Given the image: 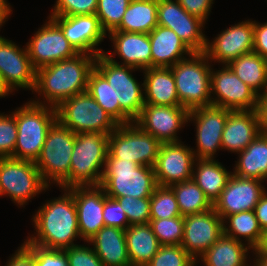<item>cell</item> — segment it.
Masks as SVG:
<instances>
[{"instance_id":"1","label":"cell","mask_w":267,"mask_h":266,"mask_svg":"<svg viewBox=\"0 0 267 266\" xmlns=\"http://www.w3.org/2000/svg\"><path fill=\"white\" fill-rule=\"evenodd\" d=\"M62 195L41 203L31 220L33 235L28 233L24 243H32L47 249H66L79 245L81 240L73 193L61 188Z\"/></svg>"},{"instance_id":"2","label":"cell","mask_w":267,"mask_h":266,"mask_svg":"<svg viewBox=\"0 0 267 266\" xmlns=\"http://www.w3.org/2000/svg\"><path fill=\"white\" fill-rule=\"evenodd\" d=\"M95 61L96 56L79 53L73 58L37 69L32 92L35 98H30V101L57 108L68 98L87 91L88 79L95 68Z\"/></svg>"},{"instance_id":"3","label":"cell","mask_w":267,"mask_h":266,"mask_svg":"<svg viewBox=\"0 0 267 266\" xmlns=\"http://www.w3.org/2000/svg\"><path fill=\"white\" fill-rule=\"evenodd\" d=\"M109 135L99 132H81L75 137L69 177L59 186L100 185L108 154Z\"/></svg>"},{"instance_id":"4","label":"cell","mask_w":267,"mask_h":266,"mask_svg":"<svg viewBox=\"0 0 267 266\" xmlns=\"http://www.w3.org/2000/svg\"><path fill=\"white\" fill-rule=\"evenodd\" d=\"M95 68L112 87L113 106H120V124L134 122L139 117L145 102L144 83L138 82L133 72L142 70L117 64L103 53L96 57Z\"/></svg>"},{"instance_id":"5","label":"cell","mask_w":267,"mask_h":266,"mask_svg":"<svg viewBox=\"0 0 267 266\" xmlns=\"http://www.w3.org/2000/svg\"><path fill=\"white\" fill-rule=\"evenodd\" d=\"M13 110L18 136L11 158L36 162L49 129L57 121L56 108L29 100Z\"/></svg>"},{"instance_id":"6","label":"cell","mask_w":267,"mask_h":266,"mask_svg":"<svg viewBox=\"0 0 267 266\" xmlns=\"http://www.w3.org/2000/svg\"><path fill=\"white\" fill-rule=\"evenodd\" d=\"M100 186L106 196L116 199L124 196L151 197L158 184L154 167L107 157Z\"/></svg>"},{"instance_id":"7","label":"cell","mask_w":267,"mask_h":266,"mask_svg":"<svg viewBox=\"0 0 267 266\" xmlns=\"http://www.w3.org/2000/svg\"><path fill=\"white\" fill-rule=\"evenodd\" d=\"M212 65L204 52H193L170 67L182 107L191 111L211 105Z\"/></svg>"},{"instance_id":"8","label":"cell","mask_w":267,"mask_h":266,"mask_svg":"<svg viewBox=\"0 0 267 266\" xmlns=\"http://www.w3.org/2000/svg\"><path fill=\"white\" fill-rule=\"evenodd\" d=\"M35 162L0 158V189L18 208L25 207L36 196L49 191Z\"/></svg>"},{"instance_id":"9","label":"cell","mask_w":267,"mask_h":266,"mask_svg":"<svg viewBox=\"0 0 267 266\" xmlns=\"http://www.w3.org/2000/svg\"><path fill=\"white\" fill-rule=\"evenodd\" d=\"M75 137L58 120L49 129L35 165L50 187H59L69 177Z\"/></svg>"},{"instance_id":"10","label":"cell","mask_w":267,"mask_h":266,"mask_svg":"<svg viewBox=\"0 0 267 266\" xmlns=\"http://www.w3.org/2000/svg\"><path fill=\"white\" fill-rule=\"evenodd\" d=\"M56 112L57 120L75 134L99 132L109 135L119 126L87 91L63 101Z\"/></svg>"},{"instance_id":"11","label":"cell","mask_w":267,"mask_h":266,"mask_svg":"<svg viewBox=\"0 0 267 266\" xmlns=\"http://www.w3.org/2000/svg\"><path fill=\"white\" fill-rule=\"evenodd\" d=\"M162 142L144 132L136 123L119 124L109 134L107 157L154 167Z\"/></svg>"},{"instance_id":"12","label":"cell","mask_w":267,"mask_h":266,"mask_svg":"<svg viewBox=\"0 0 267 266\" xmlns=\"http://www.w3.org/2000/svg\"><path fill=\"white\" fill-rule=\"evenodd\" d=\"M218 69L212 65L211 105L230 111L257 110L259 96L228 65H219Z\"/></svg>"},{"instance_id":"13","label":"cell","mask_w":267,"mask_h":266,"mask_svg":"<svg viewBox=\"0 0 267 266\" xmlns=\"http://www.w3.org/2000/svg\"><path fill=\"white\" fill-rule=\"evenodd\" d=\"M230 112L214 105L195 108L189 112L188 123L192 122L196 126V146L195 149L191 147L196 159H216L218 152L222 151V133Z\"/></svg>"},{"instance_id":"14","label":"cell","mask_w":267,"mask_h":266,"mask_svg":"<svg viewBox=\"0 0 267 266\" xmlns=\"http://www.w3.org/2000/svg\"><path fill=\"white\" fill-rule=\"evenodd\" d=\"M47 18L26 43L30 61L36 70L79 54L61 28L50 17Z\"/></svg>"},{"instance_id":"15","label":"cell","mask_w":267,"mask_h":266,"mask_svg":"<svg viewBox=\"0 0 267 266\" xmlns=\"http://www.w3.org/2000/svg\"><path fill=\"white\" fill-rule=\"evenodd\" d=\"M158 25L170 28L192 52H204L205 22L185 11L178 0H157Z\"/></svg>"},{"instance_id":"16","label":"cell","mask_w":267,"mask_h":266,"mask_svg":"<svg viewBox=\"0 0 267 266\" xmlns=\"http://www.w3.org/2000/svg\"><path fill=\"white\" fill-rule=\"evenodd\" d=\"M254 20L245 19L206 40L204 53L214 65H228L239 56L253 52Z\"/></svg>"},{"instance_id":"17","label":"cell","mask_w":267,"mask_h":266,"mask_svg":"<svg viewBox=\"0 0 267 266\" xmlns=\"http://www.w3.org/2000/svg\"><path fill=\"white\" fill-rule=\"evenodd\" d=\"M189 112L182 106L144 104L134 123L162 143L180 142L182 140L177 135L183 131L182 128L189 126Z\"/></svg>"},{"instance_id":"18","label":"cell","mask_w":267,"mask_h":266,"mask_svg":"<svg viewBox=\"0 0 267 266\" xmlns=\"http://www.w3.org/2000/svg\"><path fill=\"white\" fill-rule=\"evenodd\" d=\"M0 73L7 86L16 91H34L36 69L33 67L26 45L22 48L16 42L0 35Z\"/></svg>"},{"instance_id":"19","label":"cell","mask_w":267,"mask_h":266,"mask_svg":"<svg viewBox=\"0 0 267 266\" xmlns=\"http://www.w3.org/2000/svg\"><path fill=\"white\" fill-rule=\"evenodd\" d=\"M62 30L66 39L78 53L98 56L105 50L99 47L107 34L96 14L75 16H47Z\"/></svg>"},{"instance_id":"20","label":"cell","mask_w":267,"mask_h":266,"mask_svg":"<svg viewBox=\"0 0 267 266\" xmlns=\"http://www.w3.org/2000/svg\"><path fill=\"white\" fill-rule=\"evenodd\" d=\"M184 143H162L154 165L159 186H171L192 179L196 157L191 146Z\"/></svg>"},{"instance_id":"21","label":"cell","mask_w":267,"mask_h":266,"mask_svg":"<svg viewBox=\"0 0 267 266\" xmlns=\"http://www.w3.org/2000/svg\"><path fill=\"white\" fill-rule=\"evenodd\" d=\"M264 181L231 175L220 197L214 202L215 212L224 219L228 215L254 210L267 190Z\"/></svg>"},{"instance_id":"22","label":"cell","mask_w":267,"mask_h":266,"mask_svg":"<svg viewBox=\"0 0 267 266\" xmlns=\"http://www.w3.org/2000/svg\"><path fill=\"white\" fill-rule=\"evenodd\" d=\"M223 234V219L212 208L206 212L184 217L181 246L197 260Z\"/></svg>"},{"instance_id":"23","label":"cell","mask_w":267,"mask_h":266,"mask_svg":"<svg viewBox=\"0 0 267 266\" xmlns=\"http://www.w3.org/2000/svg\"><path fill=\"white\" fill-rule=\"evenodd\" d=\"M74 197L80 238L88 242L102 227L104 190L100 185L74 186L68 188Z\"/></svg>"},{"instance_id":"24","label":"cell","mask_w":267,"mask_h":266,"mask_svg":"<svg viewBox=\"0 0 267 266\" xmlns=\"http://www.w3.org/2000/svg\"><path fill=\"white\" fill-rule=\"evenodd\" d=\"M107 36L112 43L111 49L113 51H104L103 54L111 61L121 65L132 66L140 70L152 67L149 34L111 31ZM115 56L121 61L118 62Z\"/></svg>"},{"instance_id":"25","label":"cell","mask_w":267,"mask_h":266,"mask_svg":"<svg viewBox=\"0 0 267 266\" xmlns=\"http://www.w3.org/2000/svg\"><path fill=\"white\" fill-rule=\"evenodd\" d=\"M262 130L257 110L231 111L222 133V150L237 154L246 149Z\"/></svg>"},{"instance_id":"26","label":"cell","mask_w":267,"mask_h":266,"mask_svg":"<svg viewBox=\"0 0 267 266\" xmlns=\"http://www.w3.org/2000/svg\"><path fill=\"white\" fill-rule=\"evenodd\" d=\"M152 67L170 68L193 52L170 28L157 25L149 33Z\"/></svg>"},{"instance_id":"27","label":"cell","mask_w":267,"mask_h":266,"mask_svg":"<svg viewBox=\"0 0 267 266\" xmlns=\"http://www.w3.org/2000/svg\"><path fill=\"white\" fill-rule=\"evenodd\" d=\"M253 251L248 244L223 233L196 262L204 266H251Z\"/></svg>"},{"instance_id":"28","label":"cell","mask_w":267,"mask_h":266,"mask_svg":"<svg viewBox=\"0 0 267 266\" xmlns=\"http://www.w3.org/2000/svg\"><path fill=\"white\" fill-rule=\"evenodd\" d=\"M143 73L144 102L157 106H181L171 68L151 67Z\"/></svg>"},{"instance_id":"29","label":"cell","mask_w":267,"mask_h":266,"mask_svg":"<svg viewBox=\"0 0 267 266\" xmlns=\"http://www.w3.org/2000/svg\"><path fill=\"white\" fill-rule=\"evenodd\" d=\"M88 243L104 266H131L124 229L104 226Z\"/></svg>"},{"instance_id":"30","label":"cell","mask_w":267,"mask_h":266,"mask_svg":"<svg viewBox=\"0 0 267 266\" xmlns=\"http://www.w3.org/2000/svg\"><path fill=\"white\" fill-rule=\"evenodd\" d=\"M233 174L241 178L267 181V131L262 130L259 135L237 153Z\"/></svg>"},{"instance_id":"31","label":"cell","mask_w":267,"mask_h":266,"mask_svg":"<svg viewBox=\"0 0 267 266\" xmlns=\"http://www.w3.org/2000/svg\"><path fill=\"white\" fill-rule=\"evenodd\" d=\"M233 172L218 159H196L192 179L212 204L220 197Z\"/></svg>"},{"instance_id":"32","label":"cell","mask_w":267,"mask_h":266,"mask_svg":"<svg viewBox=\"0 0 267 266\" xmlns=\"http://www.w3.org/2000/svg\"><path fill=\"white\" fill-rule=\"evenodd\" d=\"M125 240L131 266H146L161 246L150 224L130 225Z\"/></svg>"},{"instance_id":"33","label":"cell","mask_w":267,"mask_h":266,"mask_svg":"<svg viewBox=\"0 0 267 266\" xmlns=\"http://www.w3.org/2000/svg\"><path fill=\"white\" fill-rule=\"evenodd\" d=\"M157 25V0H131L120 25L113 31L149 34Z\"/></svg>"},{"instance_id":"34","label":"cell","mask_w":267,"mask_h":266,"mask_svg":"<svg viewBox=\"0 0 267 266\" xmlns=\"http://www.w3.org/2000/svg\"><path fill=\"white\" fill-rule=\"evenodd\" d=\"M228 66L258 96L267 89L266 58L251 52L239 56L230 62Z\"/></svg>"},{"instance_id":"35","label":"cell","mask_w":267,"mask_h":266,"mask_svg":"<svg viewBox=\"0 0 267 266\" xmlns=\"http://www.w3.org/2000/svg\"><path fill=\"white\" fill-rule=\"evenodd\" d=\"M223 233L248 244L253 250L260 245L263 237L254 210L226 216L223 219Z\"/></svg>"},{"instance_id":"36","label":"cell","mask_w":267,"mask_h":266,"mask_svg":"<svg viewBox=\"0 0 267 266\" xmlns=\"http://www.w3.org/2000/svg\"><path fill=\"white\" fill-rule=\"evenodd\" d=\"M177 200L182 217L206 212L213 204L193 179L169 186Z\"/></svg>"},{"instance_id":"37","label":"cell","mask_w":267,"mask_h":266,"mask_svg":"<svg viewBox=\"0 0 267 266\" xmlns=\"http://www.w3.org/2000/svg\"><path fill=\"white\" fill-rule=\"evenodd\" d=\"M87 92L118 124H120V106H113L112 87L96 68L90 73Z\"/></svg>"},{"instance_id":"38","label":"cell","mask_w":267,"mask_h":266,"mask_svg":"<svg viewBox=\"0 0 267 266\" xmlns=\"http://www.w3.org/2000/svg\"><path fill=\"white\" fill-rule=\"evenodd\" d=\"M151 219L182 217L177 200L169 186H157L150 197Z\"/></svg>"},{"instance_id":"39","label":"cell","mask_w":267,"mask_h":266,"mask_svg":"<svg viewBox=\"0 0 267 266\" xmlns=\"http://www.w3.org/2000/svg\"><path fill=\"white\" fill-rule=\"evenodd\" d=\"M149 224L160 245H181L184 236V217L151 219Z\"/></svg>"},{"instance_id":"40","label":"cell","mask_w":267,"mask_h":266,"mask_svg":"<svg viewBox=\"0 0 267 266\" xmlns=\"http://www.w3.org/2000/svg\"><path fill=\"white\" fill-rule=\"evenodd\" d=\"M131 0H98L96 16L102 29L108 34L121 23L124 13Z\"/></svg>"},{"instance_id":"41","label":"cell","mask_w":267,"mask_h":266,"mask_svg":"<svg viewBox=\"0 0 267 266\" xmlns=\"http://www.w3.org/2000/svg\"><path fill=\"white\" fill-rule=\"evenodd\" d=\"M146 266H197V262L181 245H161Z\"/></svg>"},{"instance_id":"42","label":"cell","mask_w":267,"mask_h":266,"mask_svg":"<svg viewBox=\"0 0 267 266\" xmlns=\"http://www.w3.org/2000/svg\"><path fill=\"white\" fill-rule=\"evenodd\" d=\"M128 218L130 225L149 224L150 217V197L133 198L124 196L116 198Z\"/></svg>"},{"instance_id":"43","label":"cell","mask_w":267,"mask_h":266,"mask_svg":"<svg viewBox=\"0 0 267 266\" xmlns=\"http://www.w3.org/2000/svg\"><path fill=\"white\" fill-rule=\"evenodd\" d=\"M0 112V158L12 157L17 141L18 129L14 114Z\"/></svg>"},{"instance_id":"44","label":"cell","mask_w":267,"mask_h":266,"mask_svg":"<svg viewBox=\"0 0 267 266\" xmlns=\"http://www.w3.org/2000/svg\"><path fill=\"white\" fill-rule=\"evenodd\" d=\"M98 0H55L48 16H75L96 14Z\"/></svg>"},{"instance_id":"45","label":"cell","mask_w":267,"mask_h":266,"mask_svg":"<svg viewBox=\"0 0 267 266\" xmlns=\"http://www.w3.org/2000/svg\"><path fill=\"white\" fill-rule=\"evenodd\" d=\"M63 249L68 259V266H104L88 242Z\"/></svg>"},{"instance_id":"46","label":"cell","mask_w":267,"mask_h":266,"mask_svg":"<svg viewBox=\"0 0 267 266\" xmlns=\"http://www.w3.org/2000/svg\"><path fill=\"white\" fill-rule=\"evenodd\" d=\"M33 252L36 266H68L64 250L47 249L32 243H25Z\"/></svg>"},{"instance_id":"47","label":"cell","mask_w":267,"mask_h":266,"mask_svg":"<svg viewBox=\"0 0 267 266\" xmlns=\"http://www.w3.org/2000/svg\"><path fill=\"white\" fill-rule=\"evenodd\" d=\"M103 218L105 226L126 229L128 227V218L121 204L104 193Z\"/></svg>"},{"instance_id":"48","label":"cell","mask_w":267,"mask_h":266,"mask_svg":"<svg viewBox=\"0 0 267 266\" xmlns=\"http://www.w3.org/2000/svg\"><path fill=\"white\" fill-rule=\"evenodd\" d=\"M179 4L189 14L203 20L206 24L211 14L214 0H178Z\"/></svg>"},{"instance_id":"49","label":"cell","mask_w":267,"mask_h":266,"mask_svg":"<svg viewBox=\"0 0 267 266\" xmlns=\"http://www.w3.org/2000/svg\"><path fill=\"white\" fill-rule=\"evenodd\" d=\"M7 260L4 266H36L33 252L24 242Z\"/></svg>"},{"instance_id":"50","label":"cell","mask_w":267,"mask_h":266,"mask_svg":"<svg viewBox=\"0 0 267 266\" xmlns=\"http://www.w3.org/2000/svg\"><path fill=\"white\" fill-rule=\"evenodd\" d=\"M253 52L267 58V21L254 20Z\"/></svg>"},{"instance_id":"51","label":"cell","mask_w":267,"mask_h":266,"mask_svg":"<svg viewBox=\"0 0 267 266\" xmlns=\"http://www.w3.org/2000/svg\"><path fill=\"white\" fill-rule=\"evenodd\" d=\"M254 213L262 231L267 229V190L260 197L259 202L256 204Z\"/></svg>"},{"instance_id":"52","label":"cell","mask_w":267,"mask_h":266,"mask_svg":"<svg viewBox=\"0 0 267 266\" xmlns=\"http://www.w3.org/2000/svg\"><path fill=\"white\" fill-rule=\"evenodd\" d=\"M257 111L262 129L267 131V89L259 95Z\"/></svg>"},{"instance_id":"53","label":"cell","mask_w":267,"mask_h":266,"mask_svg":"<svg viewBox=\"0 0 267 266\" xmlns=\"http://www.w3.org/2000/svg\"><path fill=\"white\" fill-rule=\"evenodd\" d=\"M252 260V266H267V255L257 254L253 251Z\"/></svg>"},{"instance_id":"54","label":"cell","mask_w":267,"mask_h":266,"mask_svg":"<svg viewBox=\"0 0 267 266\" xmlns=\"http://www.w3.org/2000/svg\"><path fill=\"white\" fill-rule=\"evenodd\" d=\"M257 254L267 255V229L263 231L260 245L254 250Z\"/></svg>"},{"instance_id":"55","label":"cell","mask_w":267,"mask_h":266,"mask_svg":"<svg viewBox=\"0 0 267 266\" xmlns=\"http://www.w3.org/2000/svg\"><path fill=\"white\" fill-rule=\"evenodd\" d=\"M12 93L13 92L7 86L2 74L0 73V99L5 98V97H9Z\"/></svg>"},{"instance_id":"56","label":"cell","mask_w":267,"mask_h":266,"mask_svg":"<svg viewBox=\"0 0 267 266\" xmlns=\"http://www.w3.org/2000/svg\"><path fill=\"white\" fill-rule=\"evenodd\" d=\"M13 11H0V30L11 17Z\"/></svg>"},{"instance_id":"57","label":"cell","mask_w":267,"mask_h":266,"mask_svg":"<svg viewBox=\"0 0 267 266\" xmlns=\"http://www.w3.org/2000/svg\"><path fill=\"white\" fill-rule=\"evenodd\" d=\"M0 11H13L12 5L8 0H0Z\"/></svg>"}]
</instances>
